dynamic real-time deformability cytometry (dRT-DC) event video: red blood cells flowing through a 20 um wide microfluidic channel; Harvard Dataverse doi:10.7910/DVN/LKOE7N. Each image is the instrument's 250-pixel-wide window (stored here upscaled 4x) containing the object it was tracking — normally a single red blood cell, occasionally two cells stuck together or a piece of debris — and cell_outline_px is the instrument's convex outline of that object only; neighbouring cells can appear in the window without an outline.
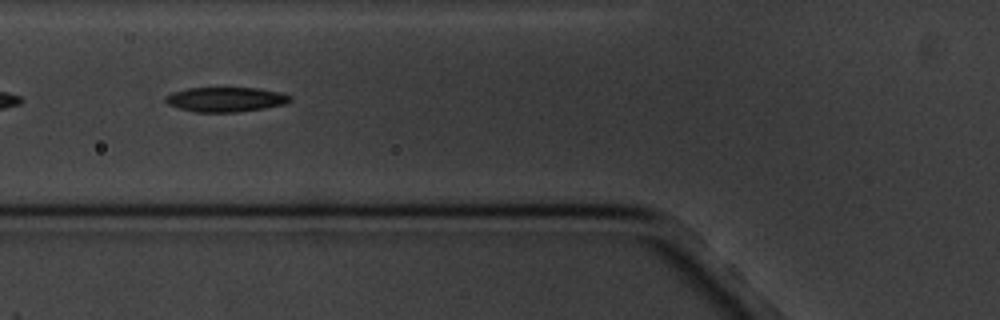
{"species": "common noctule bat (a hibernating species)", "species_latin": "Nyctalus noctula", "temperature_condition": "cold", "stored_images_in_passage": 13, "camera_frame_rate_fps": 3000, "um_per_image_px": 0.085, "animal": {"sex": "male", "body_mass_g": 20.1, "forearm_length_mm": 53.5}, "frame": {"image": 1, "passage_image": 7, "time_ms": 6.667, "image_size_px": [1000, 320], "cell_outline_px": [[292, 100], [284, 104], [264, 108], [236, 112], [196, 112], [180, 108], [168, 104], [164, 100], [164, 96], [172, 92], [188, 88], [256, 88], [276, 92], [292, 96]], "centroid_in_image_um": [19.15, 8.45], "position_along_channel_um": 106.7, "area_um2": 17.74}}
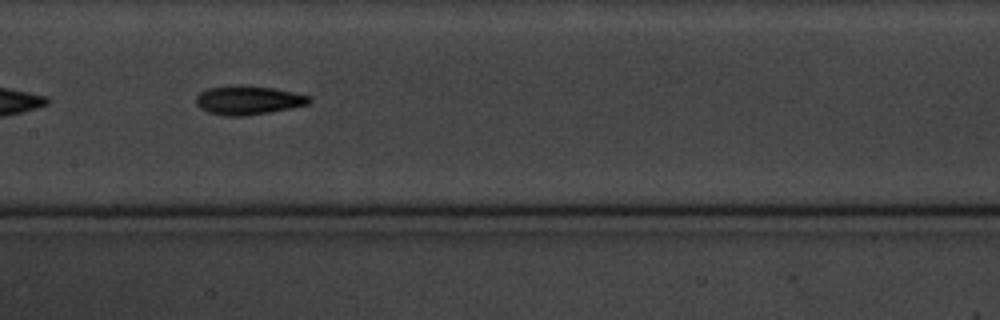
{"frame": {"image": 2, "passage_image": 9, "time_ms": 9.0, "image_size_px": [1000, 320], "cell_outline_px": [[312, 100], [308, 104], [292, 108], [244, 116], [224, 116], [208, 112], [200, 108], [196, 104], [196, 96], [200, 92], [208, 88], [276, 88], [312, 96]], "centroid_in_image_um": [21.14, 8.56], "position_along_channel_um": 186.3, "area_um2": 18.32}}
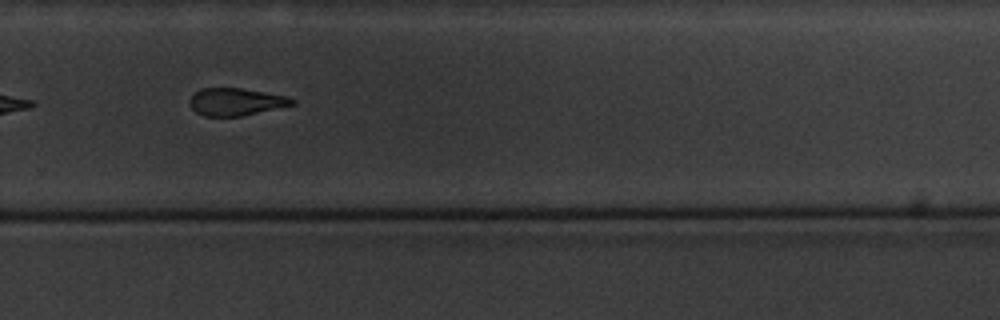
{"frame": {"image": 3, "passage_image": 12, "time_ms": 12.667, "image_size_px": [1000, 320], "cell_outline_px": [[296, 104], [240, 116], [204, 116], [196, 112], [188, 104], [188, 100], [200, 88], [240, 88], [264, 92], [284, 96], [296, 100]], "centroid_in_image_um": [20.01, 8.65], "position_along_channel_um": 309.8, "area_um2": 16.24}}